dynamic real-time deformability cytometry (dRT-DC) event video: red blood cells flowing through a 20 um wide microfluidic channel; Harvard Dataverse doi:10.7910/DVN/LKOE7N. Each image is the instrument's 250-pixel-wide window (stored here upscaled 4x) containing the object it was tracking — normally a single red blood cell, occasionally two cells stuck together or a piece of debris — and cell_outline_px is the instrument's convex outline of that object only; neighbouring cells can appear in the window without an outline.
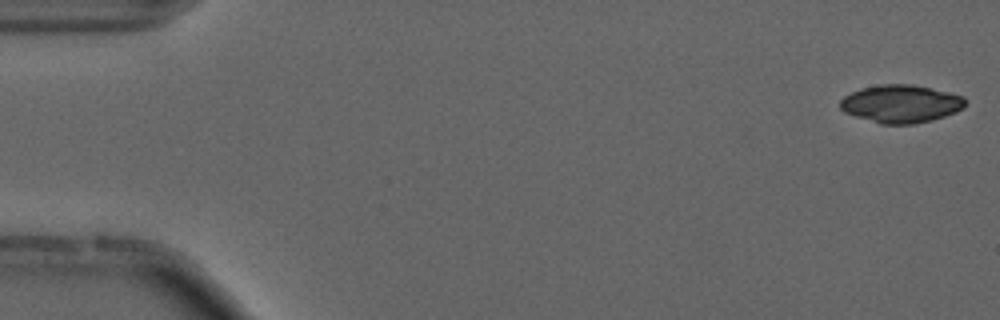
{"species": "common noctule bat (a hibernating species)", "species_latin": "Nyctalus noctula", "temperature_condition": "cold", "stored_images_in_passage": 54, "camera_frame_rate_fps": 3000, "um_per_image_px": 0.085, "animal": {"sex": "male", "forearm_length_mm": 52.5}, "frame": {"image": 1, "passage_image": 1, "time_ms": 0.0, "image_size_px": [1000, 320], "cell_outline_px": [[964, 108], [956, 112], [932, 120], [912, 124], [880, 124], [844, 112], [840, 108], [840, 100], [844, 96], [860, 88], [880, 84], [912, 84], [932, 88], [964, 96]], "centroid_in_image_um": [76.57, 8.81], "position_along_channel_um": 8.4, "area_um2": 27.63}}
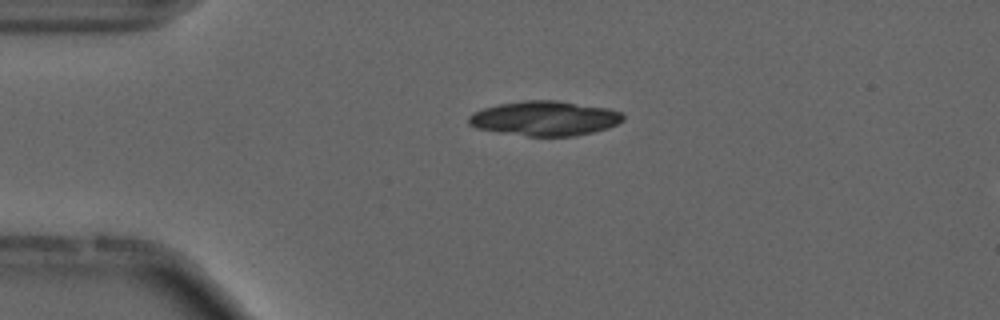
{"frame": {"image": 2, "passage_image": 12, "time_ms": 3.667, "image_size_px": [1000, 320], "cell_outline_px": [[624, 120], [608, 128], [576, 136], [528, 136], [500, 132], [476, 128], [468, 124], [468, 116], [472, 112], [484, 108], [500, 104], [524, 100], [556, 100], [608, 108], [620, 112], [624, 116]], "centroid_in_image_um": [46.29, 10.06], "position_along_channel_um": 38.7, "area_um2": 31.15}}